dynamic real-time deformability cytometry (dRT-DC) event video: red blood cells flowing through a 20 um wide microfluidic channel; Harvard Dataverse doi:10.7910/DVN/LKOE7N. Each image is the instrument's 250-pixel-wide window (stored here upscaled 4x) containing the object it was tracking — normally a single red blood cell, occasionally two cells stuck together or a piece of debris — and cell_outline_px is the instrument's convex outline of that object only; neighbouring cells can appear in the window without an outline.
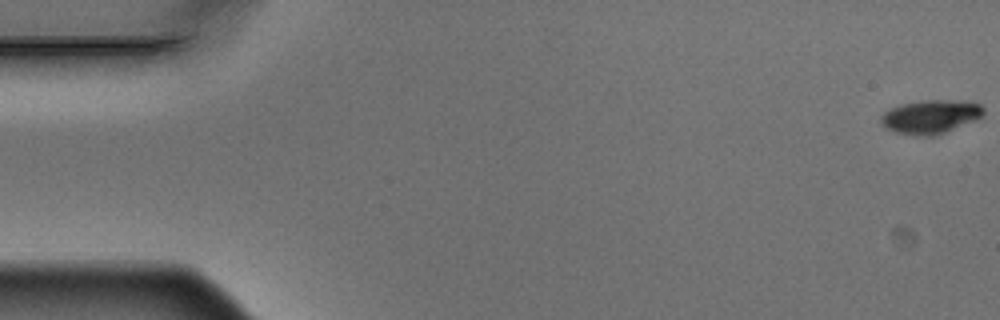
{"species": "Egyptian fruit bat (a non-hibernating species)", "species_latin": "Rousettus aegyptiacus", "temperature_condition": "warm", "stored_images_in_passage": 5, "camera_frame_rate_fps": 3000, "um_per_image_px": 0.085, "animal": {"sex": "male"}, "frame": {"image": 1, "passage_image": 1, "time_ms": 0.0, "image_size_px": [1000, 320], "cell_outline_px": [[984, 112], [980, 116], [972, 120], [936, 136], [916, 136], [896, 132], [880, 124], [880, 116], [888, 108], [900, 104], [928, 100], [960, 100], [980, 104], [984, 108]], "centroid_in_image_um": [79.04, 9.91], "position_along_channel_um": 6.0, "area_um2": 20.0}}
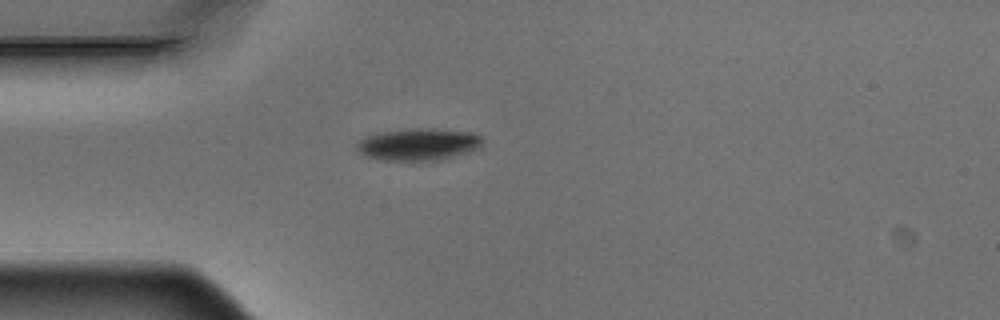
{"frame": {"image": 2, "passage_image": 4, "time_ms": 1.0, "image_size_px": [1000, 320], "cell_outline_px": [[484, 140], [480, 148], [444, 160], [384, 160], [364, 156], [356, 148], [356, 144], [364, 136], [376, 132], [408, 128], [428, 128], [472, 132], [480, 136]], "centroid_in_image_um": [35.56, 12.26], "position_along_channel_um": 49.4, "area_um2": 23.87}}